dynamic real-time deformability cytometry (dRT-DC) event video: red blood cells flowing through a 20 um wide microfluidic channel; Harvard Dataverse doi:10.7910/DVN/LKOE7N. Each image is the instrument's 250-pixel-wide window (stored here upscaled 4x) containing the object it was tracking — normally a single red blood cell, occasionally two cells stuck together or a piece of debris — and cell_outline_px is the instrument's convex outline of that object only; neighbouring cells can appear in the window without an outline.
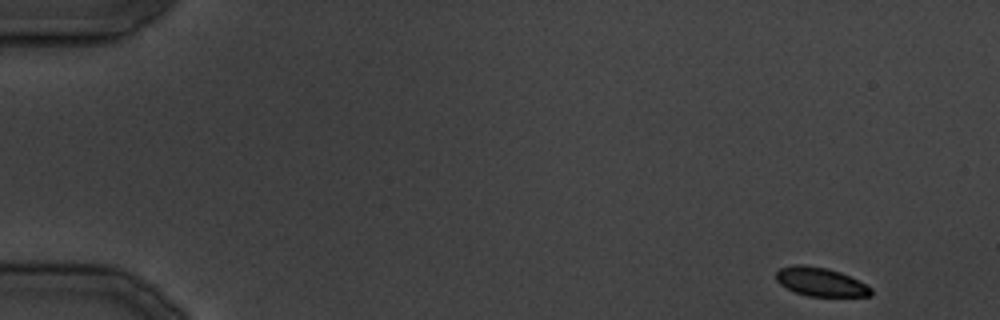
{"species": "common noctule bat (a hibernating species)", "species_latin": "Nyctalus noctula", "temperature_condition": "cold", "stored_images_in_passage": 34, "camera_frame_rate_fps": 3000, "um_per_image_px": 0.085, "animal": {"sex": "male", "body_mass_g": 19.5, "forearm_length_mm": 54.6}, "frame": {"image": 1, "passage_image": 1, "time_ms": 0.0, "image_size_px": [1000, 320], "cell_outline_px": [[872, 296], [808, 296], [796, 292], [780, 284], [776, 280], [776, 272], [780, 268], [796, 264], [800, 264], [828, 268], [840, 272], [872, 288]], "centroid_in_image_um": [69.73, 23.95], "position_along_channel_um": 15.3, "area_um2": 15.66}}
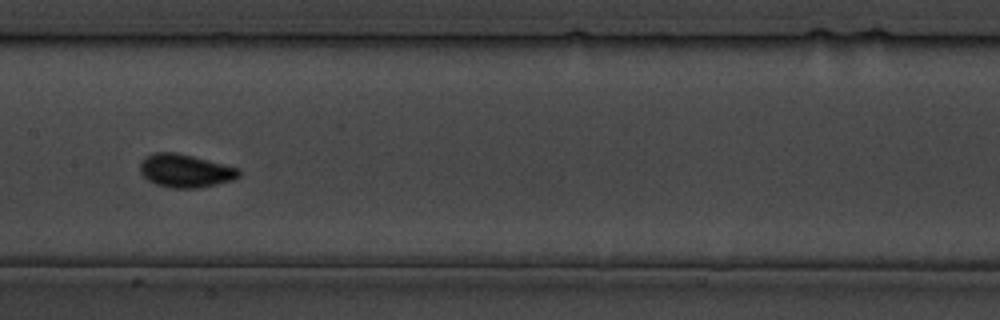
{"frame": {"image": 2, "passage_image": 17, "time_ms": 19.333, "image_size_px": [1000, 320], "cell_outline_px": [[240, 176], [232, 180], [200, 188], [172, 188], [156, 184], [148, 180], [140, 172], [140, 164], [144, 156], [156, 152], [176, 152], [240, 168]], "centroid_in_image_um": [15.75, 14.51], "position_along_channel_um": 191.7, "area_um2": 19.13}}
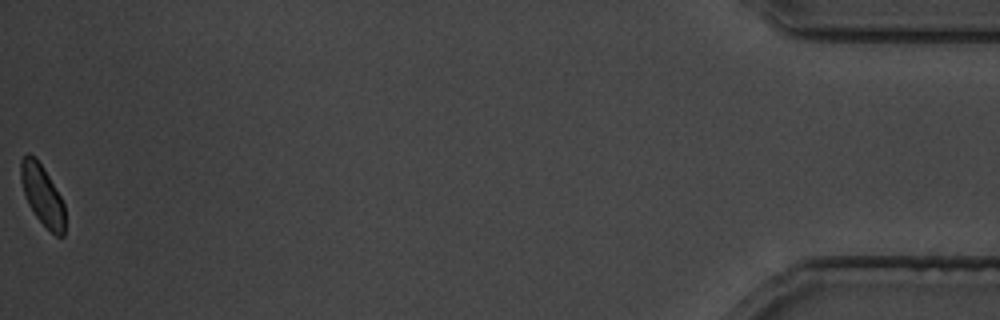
{"frame": {"image": 3, "passage_image": 34, "time_ms": 40.333, "image_size_px": [1000, 320], "cell_outline_px": [[64, 236], [56, 236], [36, 216], [28, 204], [20, 180], [20, 160], [28, 152], [36, 156], [44, 168], [60, 196], [64, 204]], "centroid_in_image_um": [3.57, 16.52], "position_along_channel_um": 431.6, "area_um2": 15.43}}